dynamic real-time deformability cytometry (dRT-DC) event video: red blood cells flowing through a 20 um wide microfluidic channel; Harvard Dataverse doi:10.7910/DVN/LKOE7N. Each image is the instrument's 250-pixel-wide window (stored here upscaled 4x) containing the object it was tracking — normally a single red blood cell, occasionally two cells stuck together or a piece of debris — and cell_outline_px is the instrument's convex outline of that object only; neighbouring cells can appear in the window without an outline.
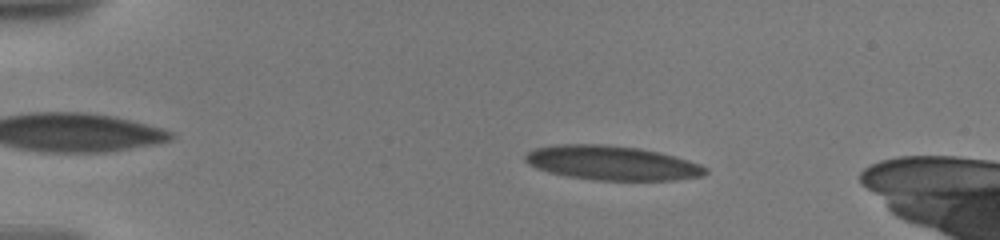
{"species": "human", "species_latin": "Homo sapiens", "temperature_condition": "warm", "stored_images_in_passage": 24, "camera_frame_rate_fps": 3000, "um_per_image_px": 0.085, "donor": {"sex": "male"}, "frame": {"image": 1, "passage_image": 10, "time_ms": 3.0, "image_size_px": [1000, 240], "cell_outline_px": [[708, 172], [700, 176], [676, 180], [592, 180], [564, 176], [548, 172], [536, 168], [528, 164], [524, 160], [524, 156], [528, 152], [536, 148], [556, 144], [604, 144], [636, 148], [660, 152], [700, 164], [708, 168]], "centroid_in_image_um": [51.98, 13.85], "position_along_channel_um": 33.0, "area_um2": 36.13}}
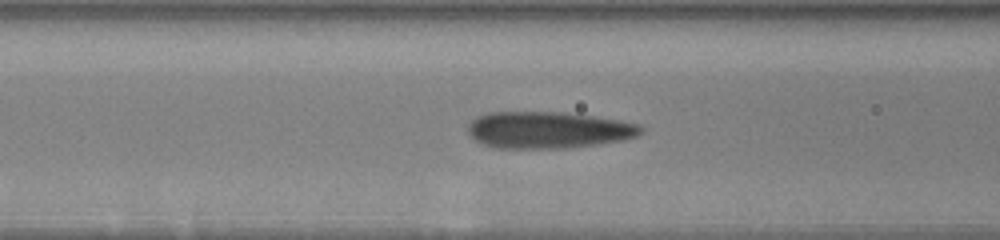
{"frame": {"image": 2, "passage_image": 20, "time_ms": 7.333, "image_size_px": [1000, 240], "cell_outline_px": [[644, 132], [636, 136], [620, 140], [596, 144], [564, 148], [500, 148], [484, 144], [476, 140], [468, 132], [468, 124], [476, 116], [488, 112], [560, 112], [592, 116], [640, 124], [644, 128]], "centroid_in_image_um": [46.58, 11.04], "position_along_channel_um": 120.0, "area_um2": 36.76}}
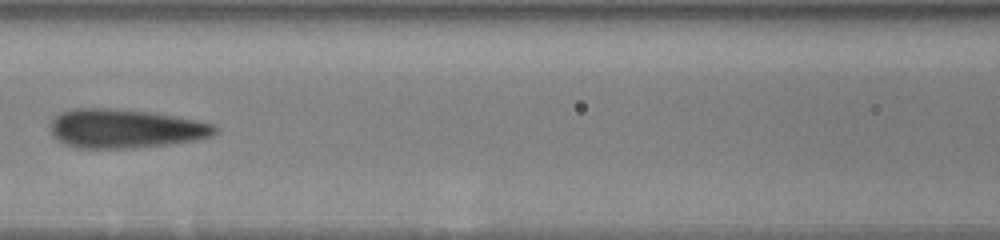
{"frame": {"image": 3, "passage_image": 22, "time_ms": 8.333, "image_size_px": [1000, 240], "cell_outline_px": [[216, 132], [212, 136], [192, 140], [164, 144], [120, 148], [76, 148], [64, 144], [56, 140], [52, 136], [52, 120], [60, 112], [72, 108], [112, 108], [152, 112], [176, 116], [216, 124]], "centroid_in_image_um": [10.6, 10.91], "position_along_channel_um": 156.0, "area_um2": 37.17}}